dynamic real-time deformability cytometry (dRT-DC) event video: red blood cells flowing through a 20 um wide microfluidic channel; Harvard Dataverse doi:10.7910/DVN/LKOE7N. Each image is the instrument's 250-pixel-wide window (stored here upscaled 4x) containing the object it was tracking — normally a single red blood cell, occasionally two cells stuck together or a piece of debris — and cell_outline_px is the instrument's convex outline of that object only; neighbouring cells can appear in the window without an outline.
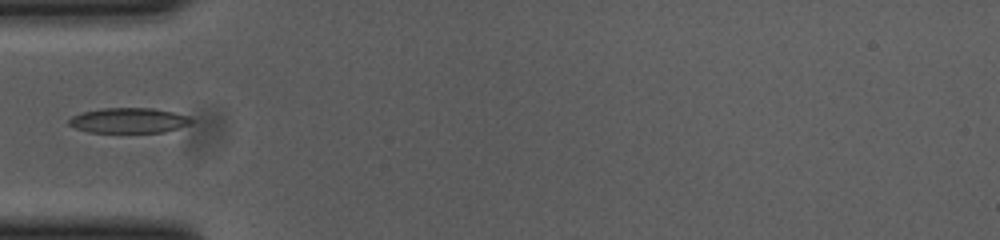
{"species": "common noctule bat (a hibernating species)", "species_latin": "Nyctalus noctula", "temperature_condition": "cold", "stored_images_in_passage": 33, "camera_frame_rate_fps": 3000, "um_per_image_px": 0.085, "animal": {"sex": "female", "body_mass_g": 23.0, "forearm_length_mm": 53.4}, "frame": {"image": 1, "passage_image": 1, "time_ms": 0.0, "image_size_px": [1000, 240], "cell_outline_px": [[176, 116], [164, 128], [148, 132], [120, 132], [80, 116], [92, 112], [128, 108], [164, 112]], "centroid_in_image_um": [11.15, 10.18], "position_along_channel_um": 73.8, "area_um2": 11.16}}
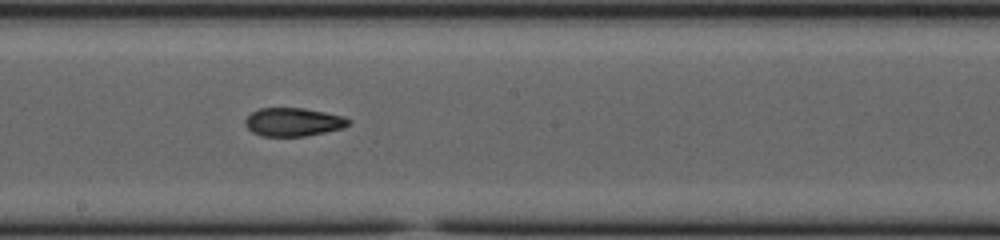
{"frame": {"image": 2, "passage_image": 13, "time_ms": 4.0, "image_size_px": [1000, 240], "cell_outline_px": [[348, 120], [344, 124], [332, 128], [316, 132], [292, 136], [276, 136], [260, 132], [252, 128], [248, 124], [248, 120], [256, 112], [268, 108], [292, 108], [316, 112], [336, 116]], "centroid_in_image_um": [24.86, 10.35], "position_along_channel_um": 223.3, "area_um2": 14.33}}
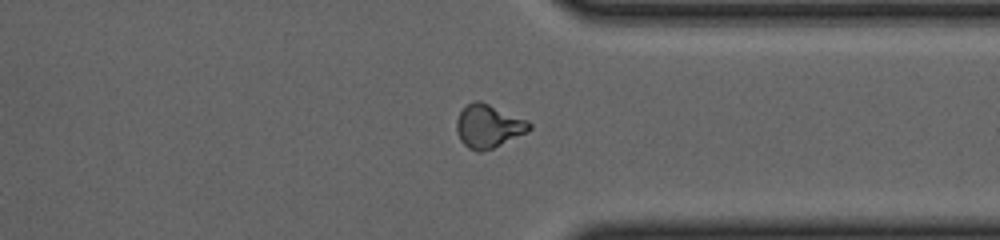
{"frame": {"image": 3, "passage_image": 25, "time_ms": 8.0, "image_size_px": [1000, 240], "cell_outline_px": [[528, 128], [524, 132], [496, 144], [484, 148], [476, 148], [468, 144], [460, 136], [460, 116], [464, 108], [472, 104], [484, 104], [528, 124]], "centroid_in_image_um": [41.48, 10.72], "position_along_channel_um": 369.9, "area_um2": 14.8}}